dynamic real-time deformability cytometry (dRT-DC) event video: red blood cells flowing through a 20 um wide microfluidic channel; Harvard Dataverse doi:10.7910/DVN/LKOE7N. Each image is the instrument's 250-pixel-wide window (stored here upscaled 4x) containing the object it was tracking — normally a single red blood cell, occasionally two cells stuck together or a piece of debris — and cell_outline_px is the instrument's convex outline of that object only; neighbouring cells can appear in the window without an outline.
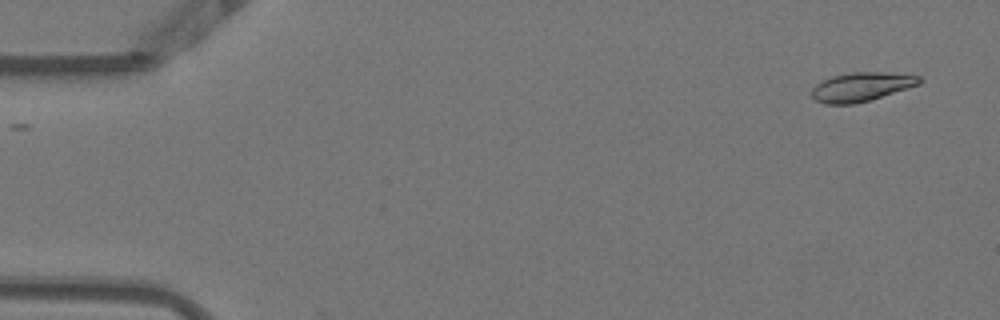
{"species": "Egyptian fruit bat (a non-hibernating species)", "species_latin": "Rousettus aegyptiacus", "temperature_condition": "warm", "stored_images_in_passage": 51, "camera_frame_rate_fps": 3000, "um_per_image_px": 0.085, "animal": {"sex": "female"}, "frame": {"image": 1, "passage_image": 1, "time_ms": 0.0, "image_size_px": [1000, 320], "cell_outline_px": [[920, 84], [868, 100], [852, 104], [824, 104], [816, 100], [812, 96], [812, 88], [816, 84], [832, 76], [852, 72], [880, 72], [920, 76]], "centroid_in_image_um": [73.17, 7.38], "position_along_channel_um": 11.8, "area_um2": 17.74}}
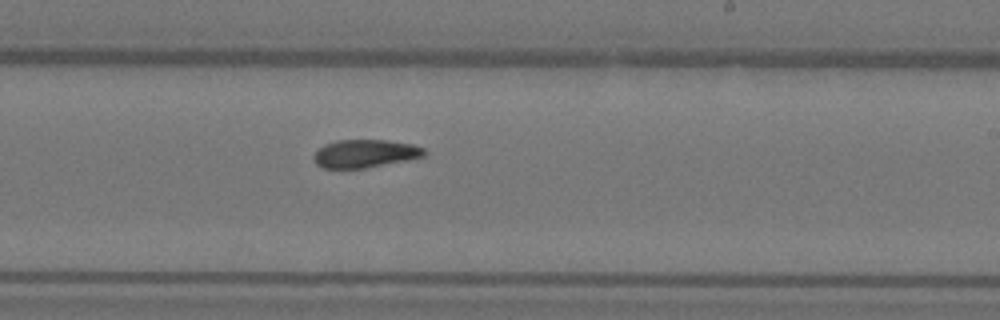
{"frame": {"image": 2, "passage_image": 30, "time_ms": 9.667, "image_size_px": [1000, 320], "cell_outline_px": [[428, 152], [424, 156], [364, 168], [324, 168], [316, 164], [312, 156], [324, 144], [336, 140], [388, 140], [412, 144], [424, 148]], "centroid_in_image_um": [31.01, 13.04], "position_along_channel_um": 258.0, "area_um2": 17.92}}
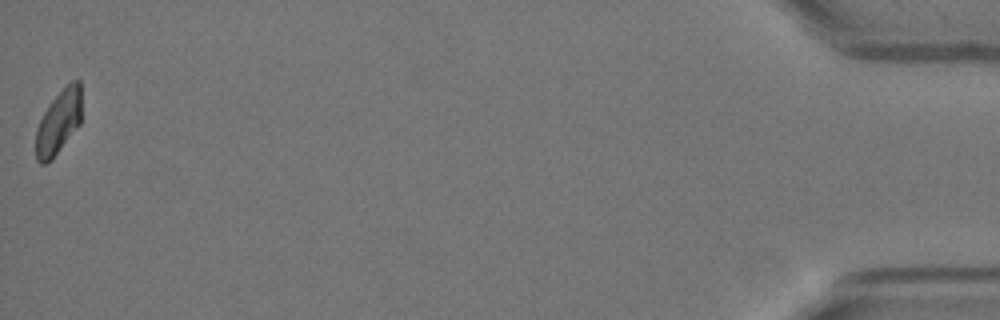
{"frame": {"image": 3, "passage_image": 51, "time_ms": 16.667, "image_size_px": [1000, 320], "cell_outline_px": [[80, 124], [52, 160], [44, 164], [40, 164], [36, 160], [36, 128], [44, 112], [52, 100], [72, 80], [80, 80]], "centroid_in_image_um": [4.96, 10.42], "position_along_channel_um": 430.2, "area_um2": 16.82}, "authors_computed_cell_mechanics": {"area_um2": 18.3226, "velocity_mm_per_s": 3.8481, "shape_relaxation_time_tau1_ms": 6.1499, "shape_relaxation_time_tau2_ms": 4.6933, "deformation_change_tau1": 0.172, "deformation_change_tau2": 0.0843}}